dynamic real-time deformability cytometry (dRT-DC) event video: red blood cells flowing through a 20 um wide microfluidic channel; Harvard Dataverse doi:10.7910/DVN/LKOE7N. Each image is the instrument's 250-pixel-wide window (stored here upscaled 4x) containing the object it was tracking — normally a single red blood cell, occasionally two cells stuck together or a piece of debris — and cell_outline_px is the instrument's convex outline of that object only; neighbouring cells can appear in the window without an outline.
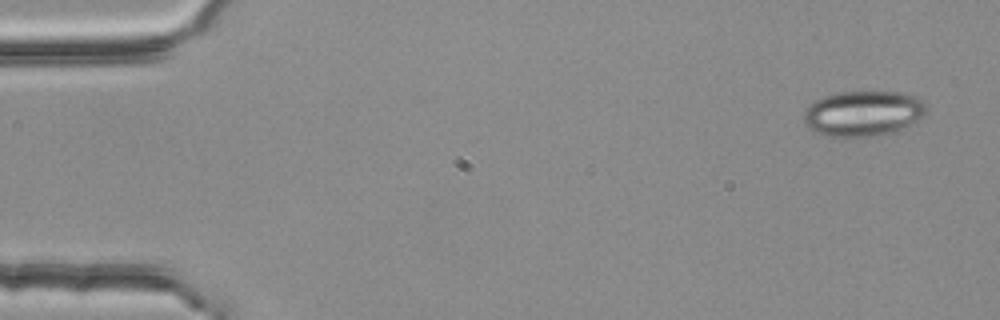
{"species": "common noctule bat (a hibernating species)", "species_latin": "Nyctalus noctula", "temperature_condition": "room temperature", "stored_images_in_passage": 3, "camera_frame_rate_fps": 3000, "um_per_image_px": 0.085, "animal": {"sex": "female", "body_mass_g": 25.1}, "frame": {"image": 1, "passage_image": 1, "time_ms": 0.0, "image_size_px": [1000, 320], "cell_outline_px": [[928, 112], [924, 116], [896, 132], [872, 136], [828, 136], [812, 132], [804, 124], [804, 112], [816, 100], [824, 96], [840, 92], [904, 92], [916, 96], [928, 108]], "centroid_in_image_um": [73.39, 9.65], "position_along_channel_um": 11.6, "area_um2": 32.48}}